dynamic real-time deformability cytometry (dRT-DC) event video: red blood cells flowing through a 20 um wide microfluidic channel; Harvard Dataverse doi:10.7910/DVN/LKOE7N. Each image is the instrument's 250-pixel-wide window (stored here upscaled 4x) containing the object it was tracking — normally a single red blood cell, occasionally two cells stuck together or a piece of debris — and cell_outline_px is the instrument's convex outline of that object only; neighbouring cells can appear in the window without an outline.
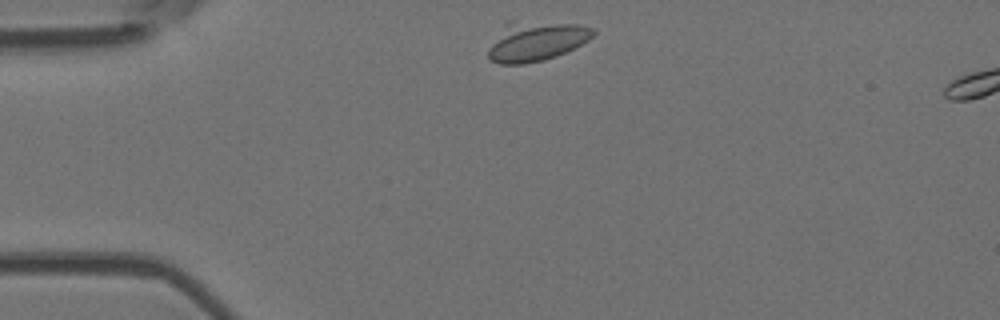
{"species": "Egyptian fruit bat (a non-hibernating species)", "species_latin": "Rousettus aegyptiacus", "temperature_condition": "room temperature", "stored_images_in_passage": 4, "camera_frame_rate_fps": 3000, "um_per_image_px": 0.085, "animal": {"sex": "female"}, "frame": {"image": 1, "passage_image": 1, "time_ms": 0.0, "image_size_px": [1000, 320], "cell_outline_px": [[596, 32], [588, 40], [556, 56], [544, 60], [524, 64], [500, 64], [488, 60], [488, 48], [504, 20], [512, 20], [580, 24], [596, 28]], "centroid_in_image_um": [45.5, 3.48], "position_along_channel_um": 39.5, "area_um2": 24.74}}